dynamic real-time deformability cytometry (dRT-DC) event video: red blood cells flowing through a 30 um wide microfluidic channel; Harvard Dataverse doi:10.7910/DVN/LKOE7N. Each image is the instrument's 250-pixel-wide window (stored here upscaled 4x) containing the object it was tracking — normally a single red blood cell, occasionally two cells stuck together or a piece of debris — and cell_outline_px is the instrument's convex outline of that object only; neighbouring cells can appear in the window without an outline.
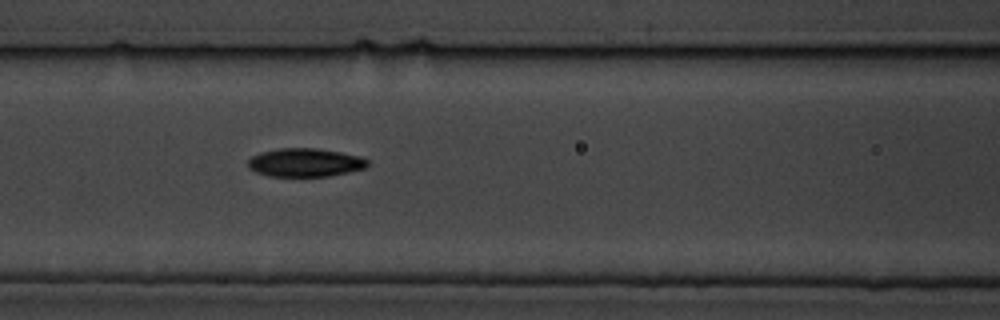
{"species": "common noctule bat (a hibernating species)", "species_latin": "Nyctalus noctula", "temperature_condition": "cold", "stored_images_in_passage": 8, "segment_of_instrument_passage": [1, 2], "camera_frame_rate_fps": 3000, "um_per_image_px": 0.085, "animal": {"sex": "male", "body_mass_g": 19.5, "forearm_length_mm": 54.6}, "frame": {"image": 1, "passage_image": 7, "time_ms": 6.667, "image_size_px": [1000, 320], "cell_outline_px": [[368, 164], [364, 168], [348, 172], [328, 176], [268, 176], [256, 172], [248, 168], [248, 160], [252, 156], [260, 152], [280, 148], [316, 148], [340, 152], [360, 156], [368, 160]], "centroid_in_image_um": [25.91, 13.81], "position_along_channel_um": 140.7, "area_um2": 19.77}}